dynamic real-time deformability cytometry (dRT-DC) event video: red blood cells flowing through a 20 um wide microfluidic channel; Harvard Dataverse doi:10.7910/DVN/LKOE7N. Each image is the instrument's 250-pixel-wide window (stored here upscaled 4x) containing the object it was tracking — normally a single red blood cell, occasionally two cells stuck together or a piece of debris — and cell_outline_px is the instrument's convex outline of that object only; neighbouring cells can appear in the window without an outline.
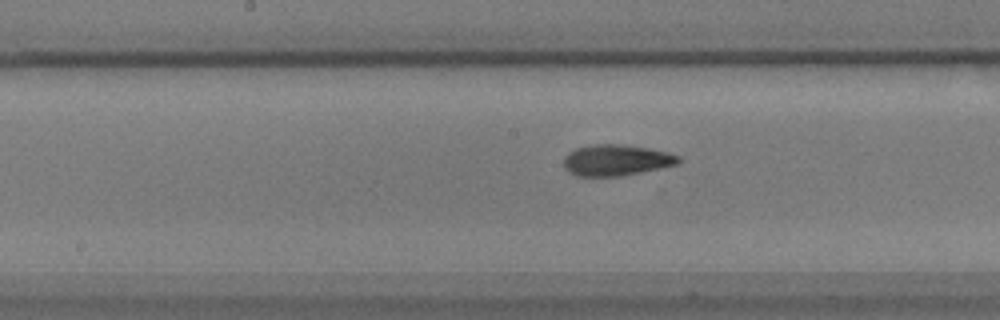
{"species": "common noctule bat (a hibernating species)", "species_latin": "Nyctalus noctula", "temperature_condition": "warm", "stored_images_in_passage": 44, "camera_frame_rate_fps": 3000, "um_per_image_px": 0.085, "animal": {"sex": "male", "body_mass_g": 17.9}, "frame": {"image": 1, "passage_image": 17, "time_ms": 5.333, "image_size_px": [1000, 320], "cell_outline_px": [[680, 164], [620, 176], [576, 176], [568, 172], [564, 168], [564, 156], [568, 152], [576, 148], [592, 144], [620, 144], [648, 148], [668, 152], [680, 156]], "centroid_in_image_um": [52.36, 13.61], "position_along_channel_um": 195.8, "area_um2": 20.92}}
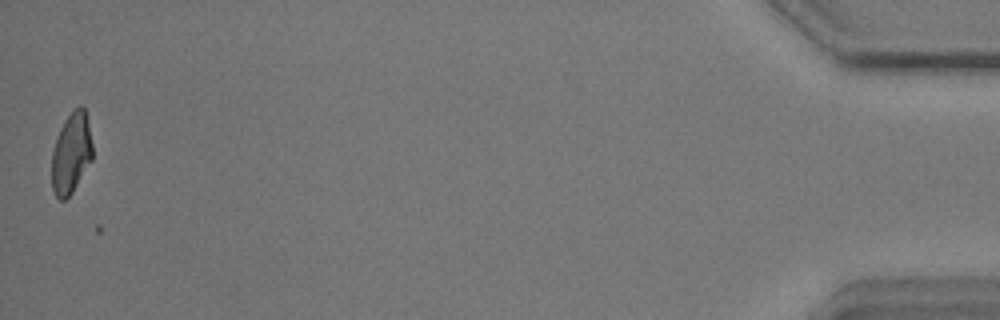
{"frame": {"image": 2, "passage_image": 44, "time_ms": 14.333, "image_size_px": [1000, 320], "cell_outline_px": [[92, 160], [72, 192], [64, 200], [60, 200], [56, 196], [52, 188], [52, 152], [60, 128], [64, 120], [80, 104], [84, 108], [88, 124], [92, 144]], "centroid_in_image_um": [6.05, 13.03], "position_along_channel_um": 429.2, "area_um2": 18.9}}